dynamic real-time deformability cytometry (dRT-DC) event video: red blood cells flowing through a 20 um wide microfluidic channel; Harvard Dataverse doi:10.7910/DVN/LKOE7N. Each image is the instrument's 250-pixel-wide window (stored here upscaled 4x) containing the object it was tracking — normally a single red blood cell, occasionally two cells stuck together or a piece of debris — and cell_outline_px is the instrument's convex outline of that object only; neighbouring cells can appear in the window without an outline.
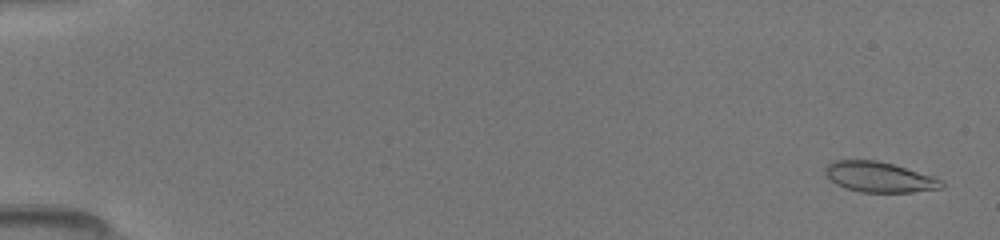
{"species": "common noctule bat (a hibernating species)", "species_latin": "Nyctalus noctula", "temperature_condition": "room temperature", "stored_images_in_passage": 7, "camera_frame_rate_fps": 3000, "um_per_image_px": 0.085, "animal": {"sex": "female", "body_mass_g": 19.5, "forearm_length_mm": 54.1}, "frame": {"image": 1, "passage_image": 1, "time_ms": 0.0, "image_size_px": [1000, 240], "cell_outline_px": [[948, 184], [944, 188], [912, 192], [860, 192], [844, 188], [836, 184], [824, 172], [824, 168], [832, 160], [876, 160], [892, 164], [936, 176]], "centroid_in_image_um": [74.8, 15.05], "position_along_channel_um": 10.2, "area_um2": 20.87}}
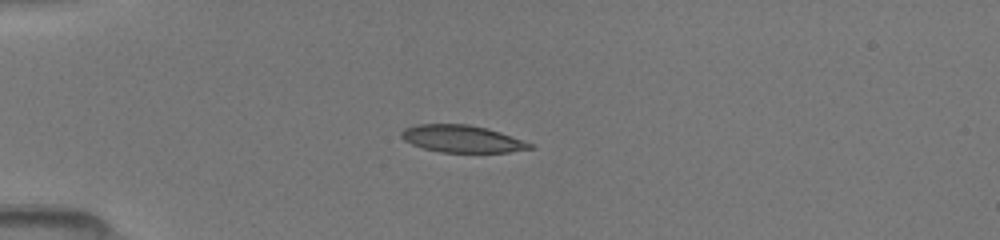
{"frame": {"image": 2, "passage_image": 6, "time_ms": 4.0, "image_size_px": [1000, 240], "cell_outline_px": [[532, 148], [508, 152], [440, 152], [424, 148], [412, 144], [404, 140], [400, 136], [400, 132], [404, 128], [416, 124], [468, 124], [488, 128], [500, 132], [532, 144]], "centroid_in_image_um": [39.21, 11.79], "position_along_channel_um": 45.8, "area_um2": 20.23}}